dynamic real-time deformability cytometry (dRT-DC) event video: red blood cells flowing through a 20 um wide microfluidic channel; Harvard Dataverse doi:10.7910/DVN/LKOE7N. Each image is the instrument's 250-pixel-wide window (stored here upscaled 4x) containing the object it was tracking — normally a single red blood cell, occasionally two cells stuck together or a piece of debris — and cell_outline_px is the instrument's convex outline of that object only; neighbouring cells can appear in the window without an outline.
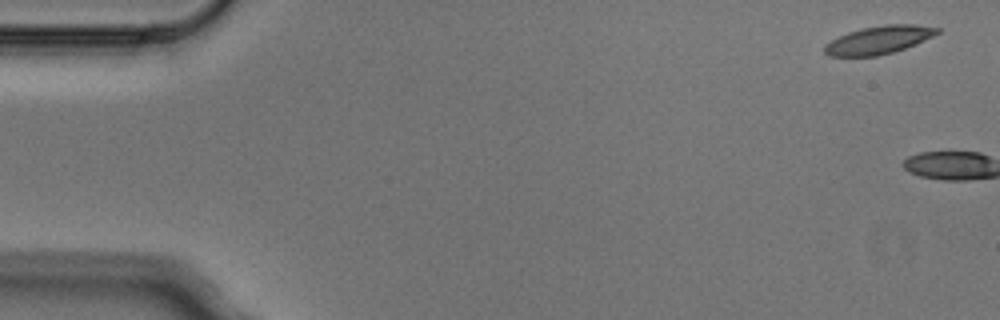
{"species": "Egyptian fruit bat (a non-hibernating species)", "species_latin": "Rousettus aegyptiacus", "temperature_condition": "cold", "stored_images_in_passage": 5, "camera_frame_rate_fps": 3000, "um_per_image_px": 0.085, "animal": {"sex": "male"}, "frame": {"image": 1, "passage_image": 1, "time_ms": 0.0, "image_size_px": [1000, 320], "cell_outline_px": [[940, 32], [916, 44], [892, 52], [876, 56], [828, 56], [824, 52], [824, 44], [848, 32], [864, 28], [884, 24], [916, 24], [940, 28]], "centroid_in_image_um": [74.7, 3.39], "position_along_channel_um": 10.3, "area_um2": 18.26}}